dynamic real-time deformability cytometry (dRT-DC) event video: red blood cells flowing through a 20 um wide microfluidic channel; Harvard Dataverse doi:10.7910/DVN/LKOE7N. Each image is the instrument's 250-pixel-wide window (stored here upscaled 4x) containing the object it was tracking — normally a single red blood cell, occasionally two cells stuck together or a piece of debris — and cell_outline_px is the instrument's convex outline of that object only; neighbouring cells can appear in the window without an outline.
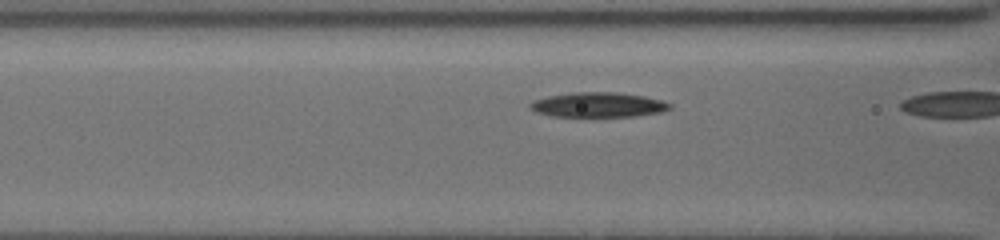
{"species": "common noctule bat (a hibernating species)", "species_latin": "Nyctalus noctula", "temperature_condition": "cold", "stored_images_in_passage": 14, "camera_frame_rate_fps": 3000, "um_per_image_px": 0.085, "animal": {"sex": "female", "body_mass_g": 19.5, "forearm_length_mm": 54.1}, "frame": {"image": 1, "passage_image": 13, "time_ms": 2.667, "image_size_px": [1000, 240], "cell_outline_px": [[672, 108], [660, 112], [636, 116], [552, 116], [536, 112], [528, 104], [532, 100], [548, 96], [572, 92], [616, 92], [644, 96], [660, 100], [672, 104]], "centroid_in_image_um": [50.84, 8.9], "position_along_channel_um": 115.8, "area_um2": 20.11}}